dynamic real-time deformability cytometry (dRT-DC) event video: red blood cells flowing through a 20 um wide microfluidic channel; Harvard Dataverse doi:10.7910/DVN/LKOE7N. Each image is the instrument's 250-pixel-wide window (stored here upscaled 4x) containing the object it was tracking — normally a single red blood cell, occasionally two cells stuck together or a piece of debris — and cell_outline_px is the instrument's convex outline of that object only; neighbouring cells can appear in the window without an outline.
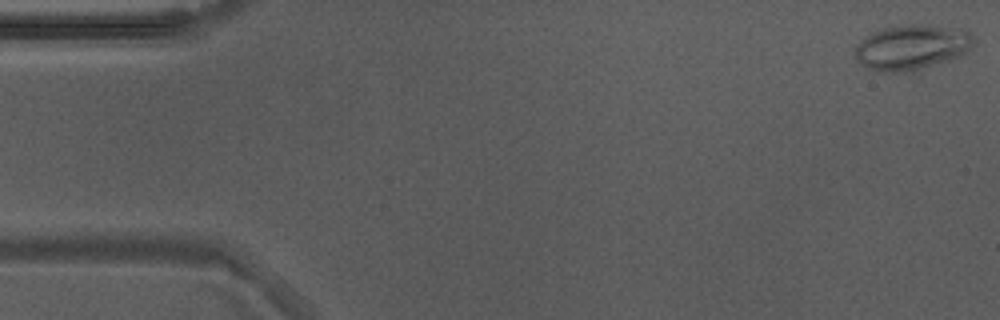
{"species": "Egyptian fruit bat (a non-hibernating species)", "species_latin": "Rousettus aegyptiacus", "temperature_condition": "warm", "stored_images_in_passage": 40, "camera_frame_rate_fps": 3000, "um_per_image_px": 0.085, "animal": {"sex": "male"}, "frame": {"image": 1, "passage_image": 1, "time_ms": 0.0, "image_size_px": [1000, 320], "cell_outline_px": [[972, 44], [960, 56], [896, 72], [880, 72], [868, 68], [860, 64], [856, 56], [856, 48], [860, 40], [872, 32], [884, 28], [912, 24], [960, 28], [968, 32], [972, 36]], "centroid_in_image_um": [77.43, 3.98], "position_along_channel_um": 7.6, "area_um2": 29.88}}
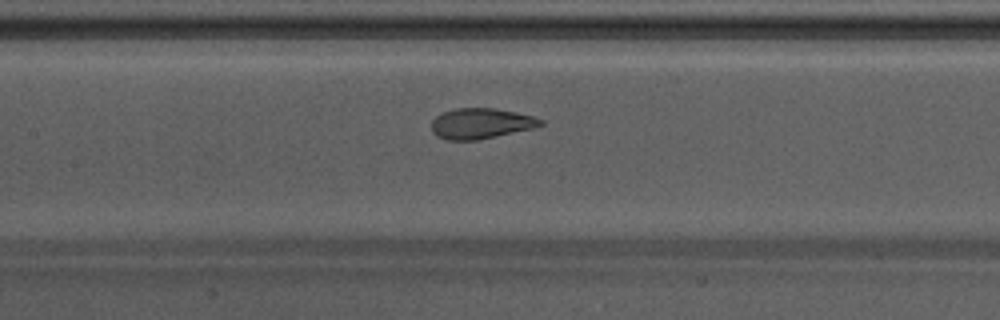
{"frame": {"image": 2, "passage_image": 24, "time_ms": 7.667, "image_size_px": [1000, 320], "cell_outline_px": [[544, 124], [532, 128], [496, 136], [476, 140], [448, 140], [436, 136], [432, 132], [432, 120], [436, 116], [444, 112], [456, 108], [496, 108], [516, 112], [532, 116], [544, 120]], "centroid_in_image_um": [40.86, 10.49], "position_along_channel_um": 166.5, "area_um2": 19.31}}
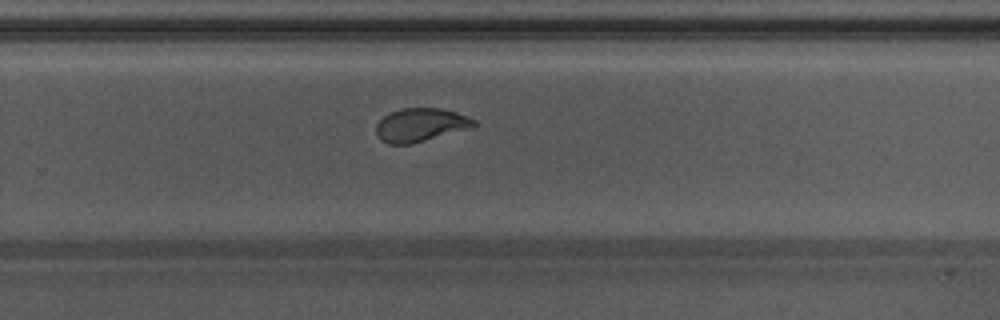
{"frame": {"image": 3, "passage_image": 34, "time_ms": 11.0, "image_size_px": [1000, 320], "cell_outline_px": [[476, 124], [468, 128], [412, 144], [388, 144], [380, 140], [376, 132], [376, 124], [384, 116], [400, 108], [440, 108], [456, 112], [468, 116], [476, 120]], "centroid_in_image_um": [35.72, 10.62], "position_along_channel_um": 294.1, "area_um2": 18.9}, "authors_computed_cell_mechanics": {"area_um2": 20.5479, "velocity_mm_per_s": 3.8448, "shape_relaxation_time_tau1_ms": 5.126, "shape_relaxation_time_tau2_ms": 0.8235, "deformation_change_tau1": 0.1779, "deformation_change_tau2": 0.0469}}